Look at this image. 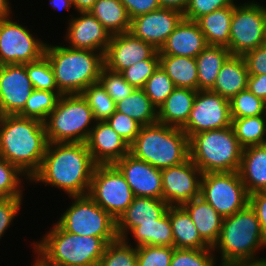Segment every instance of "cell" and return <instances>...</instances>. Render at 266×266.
I'll return each mask as SVG.
<instances>
[{
	"instance_id": "cell-1",
	"label": "cell",
	"mask_w": 266,
	"mask_h": 266,
	"mask_svg": "<svg viewBox=\"0 0 266 266\" xmlns=\"http://www.w3.org/2000/svg\"><path fill=\"white\" fill-rule=\"evenodd\" d=\"M96 165L86 143H48L41 166L30 181L62 189L68 197L88 195Z\"/></svg>"
},
{
	"instance_id": "cell-2",
	"label": "cell",
	"mask_w": 266,
	"mask_h": 266,
	"mask_svg": "<svg viewBox=\"0 0 266 266\" xmlns=\"http://www.w3.org/2000/svg\"><path fill=\"white\" fill-rule=\"evenodd\" d=\"M48 145L44 122L19 115H0V157L30 180L39 170Z\"/></svg>"
},
{
	"instance_id": "cell-3",
	"label": "cell",
	"mask_w": 266,
	"mask_h": 266,
	"mask_svg": "<svg viewBox=\"0 0 266 266\" xmlns=\"http://www.w3.org/2000/svg\"><path fill=\"white\" fill-rule=\"evenodd\" d=\"M33 244L38 257L32 266H98L108 243L101 237L67 232L56 223Z\"/></svg>"
},
{
	"instance_id": "cell-4",
	"label": "cell",
	"mask_w": 266,
	"mask_h": 266,
	"mask_svg": "<svg viewBox=\"0 0 266 266\" xmlns=\"http://www.w3.org/2000/svg\"><path fill=\"white\" fill-rule=\"evenodd\" d=\"M44 55L54 71L55 83L62 94H81L97 83L104 66L101 52L46 44Z\"/></svg>"
},
{
	"instance_id": "cell-5",
	"label": "cell",
	"mask_w": 266,
	"mask_h": 266,
	"mask_svg": "<svg viewBox=\"0 0 266 266\" xmlns=\"http://www.w3.org/2000/svg\"><path fill=\"white\" fill-rule=\"evenodd\" d=\"M129 153L162 170L189 158V138L181 128L157 122L141 126Z\"/></svg>"
},
{
	"instance_id": "cell-6",
	"label": "cell",
	"mask_w": 266,
	"mask_h": 266,
	"mask_svg": "<svg viewBox=\"0 0 266 266\" xmlns=\"http://www.w3.org/2000/svg\"><path fill=\"white\" fill-rule=\"evenodd\" d=\"M242 151L232 125L189 138V158L203 174L239 171Z\"/></svg>"
},
{
	"instance_id": "cell-7",
	"label": "cell",
	"mask_w": 266,
	"mask_h": 266,
	"mask_svg": "<svg viewBox=\"0 0 266 266\" xmlns=\"http://www.w3.org/2000/svg\"><path fill=\"white\" fill-rule=\"evenodd\" d=\"M266 244L261 235L260 223L255 210L248 204L245 208L223 219L218 241L213 252L220 249V264L246 259H256L257 249Z\"/></svg>"
},
{
	"instance_id": "cell-8",
	"label": "cell",
	"mask_w": 266,
	"mask_h": 266,
	"mask_svg": "<svg viewBox=\"0 0 266 266\" xmlns=\"http://www.w3.org/2000/svg\"><path fill=\"white\" fill-rule=\"evenodd\" d=\"M93 120L92 109L81 94H62L44 121L47 141L85 143L94 127Z\"/></svg>"
},
{
	"instance_id": "cell-9",
	"label": "cell",
	"mask_w": 266,
	"mask_h": 266,
	"mask_svg": "<svg viewBox=\"0 0 266 266\" xmlns=\"http://www.w3.org/2000/svg\"><path fill=\"white\" fill-rule=\"evenodd\" d=\"M71 198L74 202L57 221L65 231L81 236L101 237L107 243L118 238L116 220L89 195Z\"/></svg>"
},
{
	"instance_id": "cell-10",
	"label": "cell",
	"mask_w": 266,
	"mask_h": 266,
	"mask_svg": "<svg viewBox=\"0 0 266 266\" xmlns=\"http://www.w3.org/2000/svg\"><path fill=\"white\" fill-rule=\"evenodd\" d=\"M200 196L223 218L249 204V194L238 171L202 174Z\"/></svg>"
},
{
	"instance_id": "cell-11",
	"label": "cell",
	"mask_w": 266,
	"mask_h": 266,
	"mask_svg": "<svg viewBox=\"0 0 266 266\" xmlns=\"http://www.w3.org/2000/svg\"><path fill=\"white\" fill-rule=\"evenodd\" d=\"M266 43V7L257 2L235 4L227 47L231 55L243 56Z\"/></svg>"
},
{
	"instance_id": "cell-12",
	"label": "cell",
	"mask_w": 266,
	"mask_h": 266,
	"mask_svg": "<svg viewBox=\"0 0 266 266\" xmlns=\"http://www.w3.org/2000/svg\"><path fill=\"white\" fill-rule=\"evenodd\" d=\"M88 195L115 220L134 198L124 175L114 164L96 165Z\"/></svg>"
},
{
	"instance_id": "cell-13",
	"label": "cell",
	"mask_w": 266,
	"mask_h": 266,
	"mask_svg": "<svg viewBox=\"0 0 266 266\" xmlns=\"http://www.w3.org/2000/svg\"><path fill=\"white\" fill-rule=\"evenodd\" d=\"M11 17L0 19V65L25 64L39 60L46 43L36 39L30 31Z\"/></svg>"
},
{
	"instance_id": "cell-14",
	"label": "cell",
	"mask_w": 266,
	"mask_h": 266,
	"mask_svg": "<svg viewBox=\"0 0 266 266\" xmlns=\"http://www.w3.org/2000/svg\"><path fill=\"white\" fill-rule=\"evenodd\" d=\"M229 100L211 90H198L187 123L181 128L188 138L200 132L231 126Z\"/></svg>"
},
{
	"instance_id": "cell-15",
	"label": "cell",
	"mask_w": 266,
	"mask_h": 266,
	"mask_svg": "<svg viewBox=\"0 0 266 266\" xmlns=\"http://www.w3.org/2000/svg\"><path fill=\"white\" fill-rule=\"evenodd\" d=\"M162 199L169 206H182L200 196L202 172L188 158L183 163L161 170Z\"/></svg>"
},
{
	"instance_id": "cell-16",
	"label": "cell",
	"mask_w": 266,
	"mask_h": 266,
	"mask_svg": "<svg viewBox=\"0 0 266 266\" xmlns=\"http://www.w3.org/2000/svg\"><path fill=\"white\" fill-rule=\"evenodd\" d=\"M147 59H159V51L152 44L127 32L111 36L104 54V66L121 73L133 64Z\"/></svg>"
},
{
	"instance_id": "cell-17",
	"label": "cell",
	"mask_w": 266,
	"mask_h": 266,
	"mask_svg": "<svg viewBox=\"0 0 266 266\" xmlns=\"http://www.w3.org/2000/svg\"><path fill=\"white\" fill-rule=\"evenodd\" d=\"M183 18L180 11L161 7L131 19L129 32L159 51Z\"/></svg>"
},
{
	"instance_id": "cell-18",
	"label": "cell",
	"mask_w": 266,
	"mask_h": 266,
	"mask_svg": "<svg viewBox=\"0 0 266 266\" xmlns=\"http://www.w3.org/2000/svg\"><path fill=\"white\" fill-rule=\"evenodd\" d=\"M32 91L25 64L0 65V115L18 114Z\"/></svg>"
},
{
	"instance_id": "cell-19",
	"label": "cell",
	"mask_w": 266,
	"mask_h": 266,
	"mask_svg": "<svg viewBox=\"0 0 266 266\" xmlns=\"http://www.w3.org/2000/svg\"><path fill=\"white\" fill-rule=\"evenodd\" d=\"M134 196L162 199L161 170L128 153L114 164Z\"/></svg>"
},
{
	"instance_id": "cell-20",
	"label": "cell",
	"mask_w": 266,
	"mask_h": 266,
	"mask_svg": "<svg viewBox=\"0 0 266 266\" xmlns=\"http://www.w3.org/2000/svg\"><path fill=\"white\" fill-rule=\"evenodd\" d=\"M79 17L69 20L66 39L74 49L91 50L105 54L111 39L110 33L90 11L78 12Z\"/></svg>"
},
{
	"instance_id": "cell-21",
	"label": "cell",
	"mask_w": 266,
	"mask_h": 266,
	"mask_svg": "<svg viewBox=\"0 0 266 266\" xmlns=\"http://www.w3.org/2000/svg\"><path fill=\"white\" fill-rule=\"evenodd\" d=\"M97 165H111L129 153V144L105 121H95L85 142Z\"/></svg>"
},
{
	"instance_id": "cell-22",
	"label": "cell",
	"mask_w": 266,
	"mask_h": 266,
	"mask_svg": "<svg viewBox=\"0 0 266 266\" xmlns=\"http://www.w3.org/2000/svg\"><path fill=\"white\" fill-rule=\"evenodd\" d=\"M168 207L163 199L134 196L132 203L116 220L118 238L127 240L129 231L139 224L156 223Z\"/></svg>"
},
{
	"instance_id": "cell-23",
	"label": "cell",
	"mask_w": 266,
	"mask_h": 266,
	"mask_svg": "<svg viewBox=\"0 0 266 266\" xmlns=\"http://www.w3.org/2000/svg\"><path fill=\"white\" fill-rule=\"evenodd\" d=\"M207 45L196 21L183 18L168 36L166 43L159 50V55L196 58Z\"/></svg>"
},
{
	"instance_id": "cell-24",
	"label": "cell",
	"mask_w": 266,
	"mask_h": 266,
	"mask_svg": "<svg viewBox=\"0 0 266 266\" xmlns=\"http://www.w3.org/2000/svg\"><path fill=\"white\" fill-rule=\"evenodd\" d=\"M190 215L201 238L213 247L218 241L223 224V217L201 196L182 205Z\"/></svg>"
},
{
	"instance_id": "cell-25",
	"label": "cell",
	"mask_w": 266,
	"mask_h": 266,
	"mask_svg": "<svg viewBox=\"0 0 266 266\" xmlns=\"http://www.w3.org/2000/svg\"><path fill=\"white\" fill-rule=\"evenodd\" d=\"M238 172L249 195L266 191V144L243 148Z\"/></svg>"
},
{
	"instance_id": "cell-26",
	"label": "cell",
	"mask_w": 266,
	"mask_h": 266,
	"mask_svg": "<svg viewBox=\"0 0 266 266\" xmlns=\"http://www.w3.org/2000/svg\"><path fill=\"white\" fill-rule=\"evenodd\" d=\"M248 69L243 56L231 55L221 67L211 91L230 100L247 89Z\"/></svg>"
},
{
	"instance_id": "cell-27",
	"label": "cell",
	"mask_w": 266,
	"mask_h": 266,
	"mask_svg": "<svg viewBox=\"0 0 266 266\" xmlns=\"http://www.w3.org/2000/svg\"><path fill=\"white\" fill-rule=\"evenodd\" d=\"M197 90L175 88L158 108V123L182 128L188 121Z\"/></svg>"
},
{
	"instance_id": "cell-28",
	"label": "cell",
	"mask_w": 266,
	"mask_h": 266,
	"mask_svg": "<svg viewBox=\"0 0 266 266\" xmlns=\"http://www.w3.org/2000/svg\"><path fill=\"white\" fill-rule=\"evenodd\" d=\"M168 215L173 232L174 248H212L201 238L190 215L182 206H169Z\"/></svg>"
},
{
	"instance_id": "cell-29",
	"label": "cell",
	"mask_w": 266,
	"mask_h": 266,
	"mask_svg": "<svg viewBox=\"0 0 266 266\" xmlns=\"http://www.w3.org/2000/svg\"><path fill=\"white\" fill-rule=\"evenodd\" d=\"M234 5L217 9L196 20L208 45L229 46Z\"/></svg>"
},
{
	"instance_id": "cell-30",
	"label": "cell",
	"mask_w": 266,
	"mask_h": 266,
	"mask_svg": "<svg viewBox=\"0 0 266 266\" xmlns=\"http://www.w3.org/2000/svg\"><path fill=\"white\" fill-rule=\"evenodd\" d=\"M231 56L225 46L207 45L196 57L198 70V90H211L216 82L218 73Z\"/></svg>"
},
{
	"instance_id": "cell-31",
	"label": "cell",
	"mask_w": 266,
	"mask_h": 266,
	"mask_svg": "<svg viewBox=\"0 0 266 266\" xmlns=\"http://www.w3.org/2000/svg\"><path fill=\"white\" fill-rule=\"evenodd\" d=\"M159 65L171 78L176 88H189L198 91L196 58L159 55Z\"/></svg>"
},
{
	"instance_id": "cell-32",
	"label": "cell",
	"mask_w": 266,
	"mask_h": 266,
	"mask_svg": "<svg viewBox=\"0 0 266 266\" xmlns=\"http://www.w3.org/2000/svg\"><path fill=\"white\" fill-rule=\"evenodd\" d=\"M90 12L111 36L130 30L131 20L120 0H97Z\"/></svg>"
},
{
	"instance_id": "cell-33",
	"label": "cell",
	"mask_w": 266,
	"mask_h": 266,
	"mask_svg": "<svg viewBox=\"0 0 266 266\" xmlns=\"http://www.w3.org/2000/svg\"><path fill=\"white\" fill-rule=\"evenodd\" d=\"M116 111L133 118L141 126L158 122V109L143 89L136 88L128 97L116 102Z\"/></svg>"
},
{
	"instance_id": "cell-34",
	"label": "cell",
	"mask_w": 266,
	"mask_h": 266,
	"mask_svg": "<svg viewBox=\"0 0 266 266\" xmlns=\"http://www.w3.org/2000/svg\"><path fill=\"white\" fill-rule=\"evenodd\" d=\"M132 232L136 247L143 245L174 247L173 232L167 211L156 223L139 224Z\"/></svg>"
},
{
	"instance_id": "cell-35",
	"label": "cell",
	"mask_w": 266,
	"mask_h": 266,
	"mask_svg": "<svg viewBox=\"0 0 266 266\" xmlns=\"http://www.w3.org/2000/svg\"><path fill=\"white\" fill-rule=\"evenodd\" d=\"M231 125L243 148L266 144V117L264 115L235 118L232 119Z\"/></svg>"
},
{
	"instance_id": "cell-36",
	"label": "cell",
	"mask_w": 266,
	"mask_h": 266,
	"mask_svg": "<svg viewBox=\"0 0 266 266\" xmlns=\"http://www.w3.org/2000/svg\"><path fill=\"white\" fill-rule=\"evenodd\" d=\"M61 95L60 91L33 89L30 97L26 100L24 108L17 115L44 122L55 108Z\"/></svg>"
},
{
	"instance_id": "cell-37",
	"label": "cell",
	"mask_w": 266,
	"mask_h": 266,
	"mask_svg": "<svg viewBox=\"0 0 266 266\" xmlns=\"http://www.w3.org/2000/svg\"><path fill=\"white\" fill-rule=\"evenodd\" d=\"M81 95L92 109L95 121H105L116 111V102L99 82L91 84Z\"/></svg>"
},
{
	"instance_id": "cell-38",
	"label": "cell",
	"mask_w": 266,
	"mask_h": 266,
	"mask_svg": "<svg viewBox=\"0 0 266 266\" xmlns=\"http://www.w3.org/2000/svg\"><path fill=\"white\" fill-rule=\"evenodd\" d=\"M117 238L106 245L98 266H137V247Z\"/></svg>"
},
{
	"instance_id": "cell-39",
	"label": "cell",
	"mask_w": 266,
	"mask_h": 266,
	"mask_svg": "<svg viewBox=\"0 0 266 266\" xmlns=\"http://www.w3.org/2000/svg\"><path fill=\"white\" fill-rule=\"evenodd\" d=\"M176 87L159 65L142 88L152 104L158 109Z\"/></svg>"
},
{
	"instance_id": "cell-40",
	"label": "cell",
	"mask_w": 266,
	"mask_h": 266,
	"mask_svg": "<svg viewBox=\"0 0 266 266\" xmlns=\"http://www.w3.org/2000/svg\"><path fill=\"white\" fill-rule=\"evenodd\" d=\"M25 68L33 89L59 91L55 83L54 71L45 55L39 60L25 63Z\"/></svg>"
},
{
	"instance_id": "cell-41",
	"label": "cell",
	"mask_w": 266,
	"mask_h": 266,
	"mask_svg": "<svg viewBox=\"0 0 266 266\" xmlns=\"http://www.w3.org/2000/svg\"><path fill=\"white\" fill-rule=\"evenodd\" d=\"M231 118L264 115V100L256 97L248 88L229 100Z\"/></svg>"
},
{
	"instance_id": "cell-42",
	"label": "cell",
	"mask_w": 266,
	"mask_h": 266,
	"mask_svg": "<svg viewBox=\"0 0 266 266\" xmlns=\"http://www.w3.org/2000/svg\"><path fill=\"white\" fill-rule=\"evenodd\" d=\"M20 175L26 176L17 166L0 157V199L23 197Z\"/></svg>"
},
{
	"instance_id": "cell-43",
	"label": "cell",
	"mask_w": 266,
	"mask_h": 266,
	"mask_svg": "<svg viewBox=\"0 0 266 266\" xmlns=\"http://www.w3.org/2000/svg\"><path fill=\"white\" fill-rule=\"evenodd\" d=\"M212 248L177 249L172 254L170 266H216Z\"/></svg>"
},
{
	"instance_id": "cell-44",
	"label": "cell",
	"mask_w": 266,
	"mask_h": 266,
	"mask_svg": "<svg viewBox=\"0 0 266 266\" xmlns=\"http://www.w3.org/2000/svg\"><path fill=\"white\" fill-rule=\"evenodd\" d=\"M98 82L108 95L118 102L128 97L136 88L130 85L119 72H114L103 66Z\"/></svg>"
},
{
	"instance_id": "cell-45",
	"label": "cell",
	"mask_w": 266,
	"mask_h": 266,
	"mask_svg": "<svg viewBox=\"0 0 266 266\" xmlns=\"http://www.w3.org/2000/svg\"><path fill=\"white\" fill-rule=\"evenodd\" d=\"M174 247L143 245L137 247V266H170Z\"/></svg>"
},
{
	"instance_id": "cell-46",
	"label": "cell",
	"mask_w": 266,
	"mask_h": 266,
	"mask_svg": "<svg viewBox=\"0 0 266 266\" xmlns=\"http://www.w3.org/2000/svg\"><path fill=\"white\" fill-rule=\"evenodd\" d=\"M158 66L159 59L142 60L124 69L121 74L130 85L142 89Z\"/></svg>"
},
{
	"instance_id": "cell-47",
	"label": "cell",
	"mask_w": 266,
	"mask_h": 266,
	"mask_svg": "<svg viewBox=\"0 0 266 266\" xmlns=\"http://www.w3.org/2000/svg\"><path fill=\"white\" fill-rule=\"evenodd\" d=\"M231 5H235L234 0H188L183 15L185 19L196 21L203 15Z\"/></svg>"
},
{
	"instance_id": "cell-48",
	"label": "cell",
	"mask_w": 266,
	"mask_h": 266,
	"mask_svg": "<svg viewBox=\"0 0 266 266\" xmlns=\"http://www.w3.org/2000/svg\"><path fill=\"white\" fill-rule=\"evenodd\" d=\"M106 121L129 145L139 134L141 128V125L133 118L118 111H115Z\"/></svg>"
},
{
	"instance_id": "cell-49",
	"label": "cell",
	"mask_w": 266,
	"mask_h": 266,
	"mask_svg": "<svg viewBox=\"0 0 266 266\" xmlns=\"http://www.w3.org/2000/svg\"><path fill=\"white\" fill-rule=\"evenodd\" d=\"M22 197L0 199V238L10 226L18 211L20 212Z\"/></svg>"
},
{
	"instance_id": "cell-50",
	"label": "cell",
	"mask_w": 266,
	"mask_h": 266,
	"mask_svg": "<svg viewBox=\"0 0 266 266\" xmlns=\"http://www.w3.org/2000/svg\"><path fill=\"white\" fill-rule=\"evenodd\" d=\"M249 75L266 74V43L243 55Z\"/></svg>"
},
{
	"instance_id": "cell-51",
	"label": "cell",
	"mask_w": 266,
	"mask_h": 266,
	"mask_svg": "<svg viewBox=\"0 0 266 266\" xmlns=\"http://www.w3.org/2000/svg\"><path fill=\"white\" fill-rule=\"evenodd\" d=\"M131 19L161 8L158 0H120Z\"/></svg>"
},
{
	"instance_id": "cell-52",
	"label": "cell",
	"mask_w": 266,
	"mask_h": 266,
	"mask_svg": "<svg viewBox=\"0 0 266 266\" xmlns=\"http://www.w3.org/2000/svg\"><path fill=\"white\" fill-rule=\"evenodd\" d=\"M249 204L256 212L260 223L261 235L266 244V191H258L250 194Z\"/></svg>"
},
{
	"instance_id": "cell-53",
	"label": "cell",
	"mask_w": 266,
	"mask_h": 266,
	"mask_svg": "<svg viewBox=\"0 0 266 266\" xmlns=\"http://www.w3.org/2000/svg\"><path fill=\"white\" fill-rule=\"evenodd\" d=\"M247 88L262 100H266V74L249 75Z\"/></svg>"
},
{
	"instance_id": "cell-54",
	"label": "cell",
	"mask_w": 266,
	"mask_h": 266,
	"mask_svg": "<svg viewBox=\"0 0 266 266\" xmlns=\"http://www.w3.org/2000/svg\"><path fill=\"white\" fill-rule=\"evenodd\" d=\"M219 266H266V258L236 260L220 264Z\"/></svg>"
},
{
	"instance_id": "cell-55",
	"label": "cell",
	"mask_w": 266,
	"mask_h": 266,
	"mask_svg": "<svg viewBox=\"0 0 266 266\" xmlns=\"http://www.w3.org/2000/svg\"><path fill=\"white\" fill-rule=\"evenodd\" d=\"M162 8H170L184 13L188 0H158Z\"/></svg>"
},
{
	"instance_id": "cell-56",
	"label": "cell",
	"mask_w": 266,
	"mask_h": 266,
	"mask_svg": "<svg viewBox=\"0 0 266 266\" xmlns=\"http://www.w3.org/2000/svg\"><path fill=\"white\" fill-rule=\"evenodd\" d=\"M96 1L97 0H72L74 8L77 10V12L90 11Z\"/></svg>"
},
{
	"instance_id": "cell-57",
	"label": "cell",
	"mask_w": 266,
	"mask_h": 266,
	"mask_svg": "<svg viewBox=\"0 0 266 266\" xmlns=\"http://www.w3.org/2000/svg\"><path fill=\"white\" fill-rule=\"evenodd\" d=\"M49 2L55 10H70L71 6L74 7L72 0H49Z\"/></svg>"
},
{
	"instance_id": "cell-58",
	"label": "cell",
	"mask_w": 266,
	"mask_h": 266,
	"mask_svg": "<svg viewBox=\"0 0 266 266\" xmlns=\"http://www.w3.org/2000/svg\"><path fill=\"white\" fill-rule=\"evenodd\" d=\"M10 7L9 0H0V19L10 16Z\"/></svg>"
},
{
	"instance_id": "cell-59",
	"label": "cell",
	"mask_w": 266,
	"mask_h": 266,
	"mask_svg": "<svg viewBox=\"0 0 266 266\" xmlns=\"http://www.w3.org/2000/svg\"><path fill=\"white\" fill-rule=\"evenodd\" d=\"M264 116L266 117V100L264 101Z\"/></svg>"
}]
</instances>
